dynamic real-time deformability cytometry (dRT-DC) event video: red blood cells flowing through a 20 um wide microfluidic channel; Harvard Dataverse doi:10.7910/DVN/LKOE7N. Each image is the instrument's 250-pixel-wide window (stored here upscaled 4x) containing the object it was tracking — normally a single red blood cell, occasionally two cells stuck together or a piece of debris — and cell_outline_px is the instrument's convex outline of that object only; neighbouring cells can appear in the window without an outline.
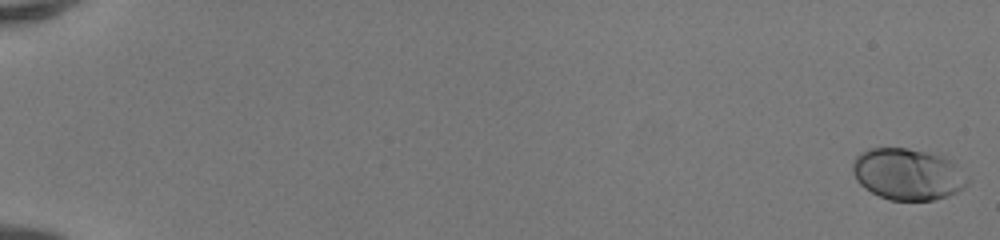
{"species": "human", "species_latin": "Homo sapiens", "temperature_condition": "room temperature", "stored_images_in_passage": 51, "camera_frame_rate_fps": 3000, "um_per_image_px": 0.085, "donor": {"sex": "female"}, "frame": {"image": 1, "passage_image": 1, "time_ms": 0.0, "image_size_px": [1000, 240], "cell_outline_px": [[968, 184], [964, 188], [948, 196], [932, 200], [888, 200], [864, 188], [856, 180], [852, 172], [852, 160], [860, 152], [868, 148], [908, 148], [944, 156], [952, 160], [956, 164], [968, 180]], "centroid_in_image_um": [77.13, 14.8], "position_along_channel_um": 7.9, "area_um2": 34.68}}
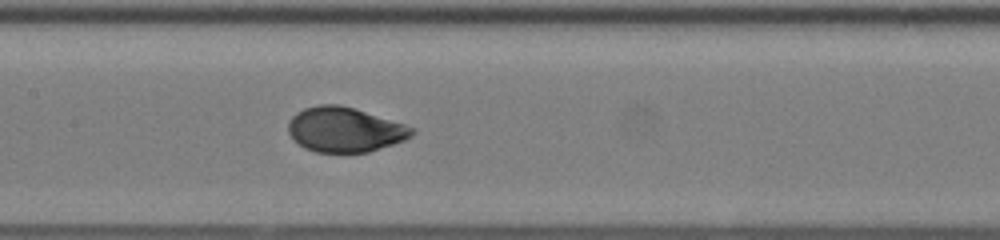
{"frame": {"image": 2, "passage_image": 28, "time_ms": 9.0, "image_size_px": [1000, 240], "cell_outline_px": [[416, 132], [412, 136], [404, 140], [368, 152], [316, 152], [304, 148], [288, 132], [288, 120], [296, 112], [304, 108], [320, 104], [340, 104], [404, 124], [416, 128]], "centroid_in_image_um": [29.3, 11.01], "position_along_channel_um": 178.1, "area_um2": 32.14}}
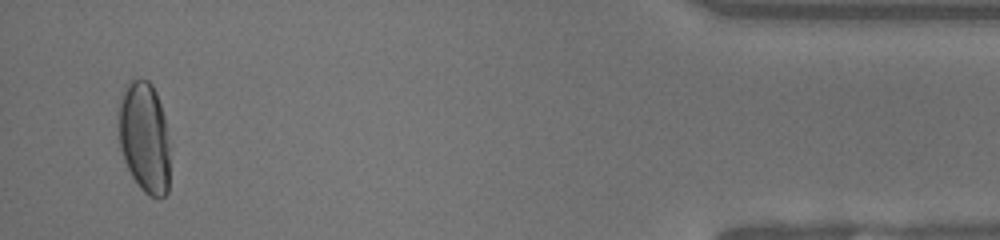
{"frame": {"image": 3, "passage_image": 50, "time_ms": 16.333, "image_size_px": [1000, 240], "cell_outline_px": [[168, 192], [160, 200], [148, 196], [140, 188], [132, 176], [124, 160], [120, 148], [120, 96], [128, 80], [140, 76], [148, 80], [152, 84], [156, 92], [164, 116], [168, 144]], "centroid_in_image_um": [12.27, 11.66], "position_along_channel_um": 422.9, "area_um2": 33.23}, "authors_computed_cell_mechanics": {"area_um2": 32.8304, "velocity_mm_per_s": 4.1882, "shape_relaxation_time_tau1_ms": 3.2366, "shape_relaxation_time_tau2_ms": null, "deformation_change_tau1": 0.1716, "deformation_change_tau2": null}}